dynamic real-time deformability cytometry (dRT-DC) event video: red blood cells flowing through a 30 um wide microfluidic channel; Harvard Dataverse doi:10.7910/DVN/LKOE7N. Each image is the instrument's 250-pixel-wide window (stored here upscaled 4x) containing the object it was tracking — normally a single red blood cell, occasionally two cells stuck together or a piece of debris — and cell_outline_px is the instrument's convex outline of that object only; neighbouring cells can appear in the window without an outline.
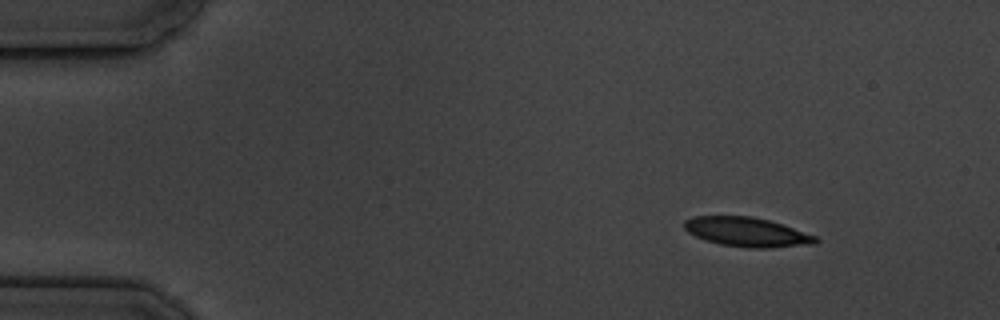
{"species": "common noctule bat (a hibernating species)", "species_latin": "Nyctalus noctula", "temperature_condition": "cold", "stored_images_in_passage": 3, "camera_frame_rate_fps": 3000, "um_per_image_px": 0.085, "animal": {"sex": "male", "body_mass_g": 19.5, "forearm_length_mm": 54.6}, "frame": {"image": 1, "passage_image": 1, "time_ms": 0.0, "image_size_px": [1000, 320], "cell_outline_px": [[820, 240], [816, 244], [772, 248], [752, 248], [720, 244], [704, 240], [688, 232], [684, 228], [684, 220], [692, 216], [752, 216], [768, 220], [816, 236]], "centroid_in_image_um": [63.48, 19.73], "position_along_channel_um": 21.5, "area_um2": 22.43}}
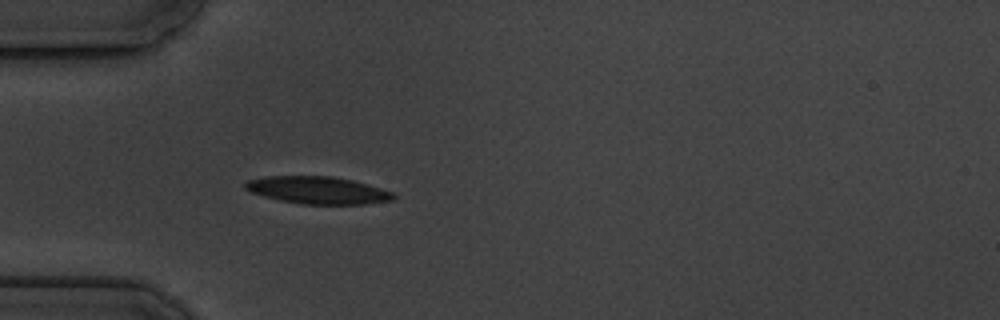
{"frame": {"image": 2, "passage_image": 3, "time_ms": 3.333, "image_size_px": [1000, 320], "cell_outline_px": [[396, 196], [392, 200], [364, 204], [300, 204], [280, 200], [264, 196], [252, 192], [244, 188], [244, 184], [248, 180], [264, 176], [332, 176], [352, 180], [396, 192]], "centroid_in_image_um": [27.03, 16.16], "position_along_channel_um": 58.0, "area_um2": 23.64}}